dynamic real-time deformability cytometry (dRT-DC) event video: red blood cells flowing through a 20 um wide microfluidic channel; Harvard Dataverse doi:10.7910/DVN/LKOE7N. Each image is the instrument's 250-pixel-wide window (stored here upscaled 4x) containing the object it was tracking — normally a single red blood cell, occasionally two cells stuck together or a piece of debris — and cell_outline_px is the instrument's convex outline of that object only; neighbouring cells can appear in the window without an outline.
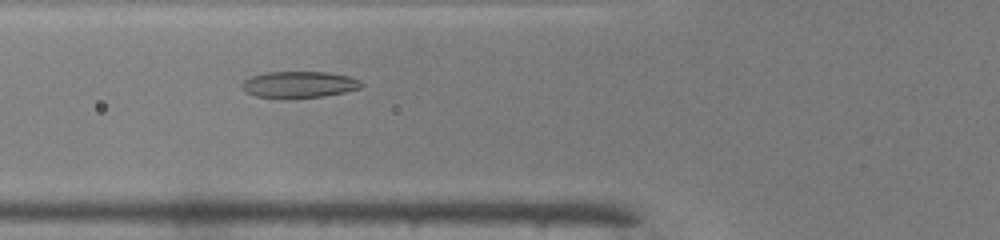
{"species": "common noctule bat (a hibernating species)", "species_latin": "Nyctalus noctula", "temperature_condition": "warm", "stored_images_in_passage": 40, "camera_frame_rate_fps": 3000, "um_per_image_px": 0.085, "animal": {"sex": "male", "body_mass_g": 19.0, "forearm_length_mm": 50.8}, "frame": {"image": 1, "passage_image": 10, "time_ms": 3.0, "image_size_px": [1000, 240], "cell_outline_px": [[364, 84], [360, 88], [344, 92], [324, 96], [256, 96], [248, 92], [240, 84], [244, 80], [252, 76], [264, 72], [328, 72], [348, 76], [360, 80]], "centroid_in_image_um": [25.47, 7.14], "position_along_channel_um": 100.3, "area_um2": 17.74}}
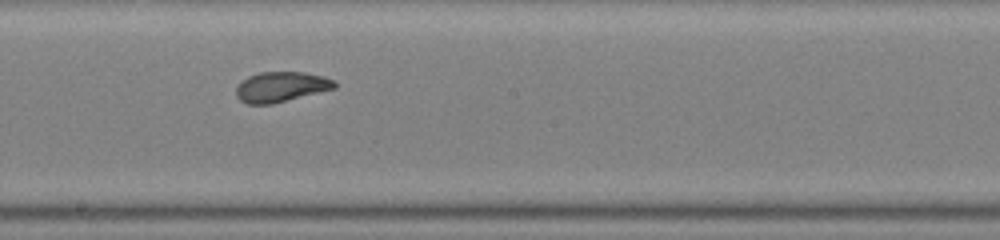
{"frame": {"image": 2, "passage_image": 19, "time_ms": 6.0, "image_size_px": [1000, 240], "cell_outline_px": [[336, 88], [272, 104], [248, 104], [240, 100], [236, 96], [236, 88], [248, 76], [260, 72], [304, 72], [324, 76], [336, 80]], "centroid_in_image_um": [23.92, 7.38], "position_along_channel_um": 224.3, "area_um2": 17.28}}
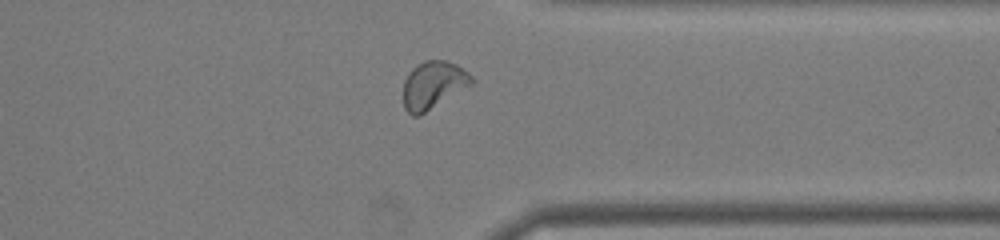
{"frame": {"image": 3, "passage_image": 30, "time_ms": 9.667, "image_size_px": [1000, 240], "cell_outline_px": [[472, 84], [420, 116], [412, 116], [404, 108], [404, 80], [408, 72], [416, 64], [424, 60], [444, 60], [456, 64], [468, 72], [472, 76]], "centroid_in_image_um": [36.8, 7.22], "position_along_channel_um": 374.6, "area_um2": 18.96}, "authors_computed_cell_mechanics": {"area_um2": 18.4093, "velocity_mm_per_s": 4.1429, "shape_relaxation_time_tau1_ms": 5.0365, "shape_relaxation_time_tau2_ms": 0.6546, "deformation_change_tau1": 0.2004, "deformation_change_tau2": 0.063}}